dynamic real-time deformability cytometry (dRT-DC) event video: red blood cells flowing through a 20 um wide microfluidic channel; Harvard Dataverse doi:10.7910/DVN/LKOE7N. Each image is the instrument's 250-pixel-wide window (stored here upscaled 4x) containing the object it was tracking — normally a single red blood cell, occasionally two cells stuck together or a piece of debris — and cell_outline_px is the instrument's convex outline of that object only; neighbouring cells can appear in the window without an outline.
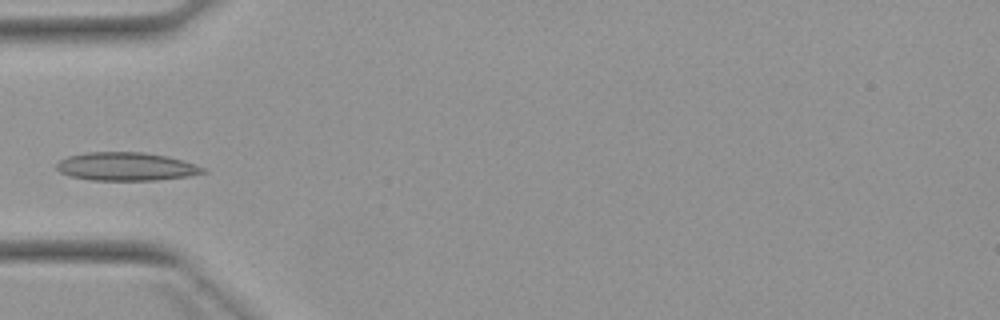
{"species": "Egyptian fruit bat (a non-hibernating species)", "species_latin": "Rousettus aegyptiacus", "temperature_condition": "warm", "stored_images_in_passage": 5, "camera_frame_rate_fps": 3000, "um_per_image_px": 0.085, "animal": {"sex": "female"}, "frame": {"image": 1, "passage_image": 4, "time_ms": 3.667, "image_size_px": [1000, 320], "cell_outline_px": [[208, 172], [188, 176], [156, 180], [92, 180], [68, 176], [60, 172], [56, 168], [56, 164], [60, 160], [68, 156], [88, 152], [144, 152], [168, 156], [196, 164], [204, 168]], "centroid_in_image_um": [10.73, 14.15], "position_along_channel_um": 74.3, "area_um2": 24.22}}
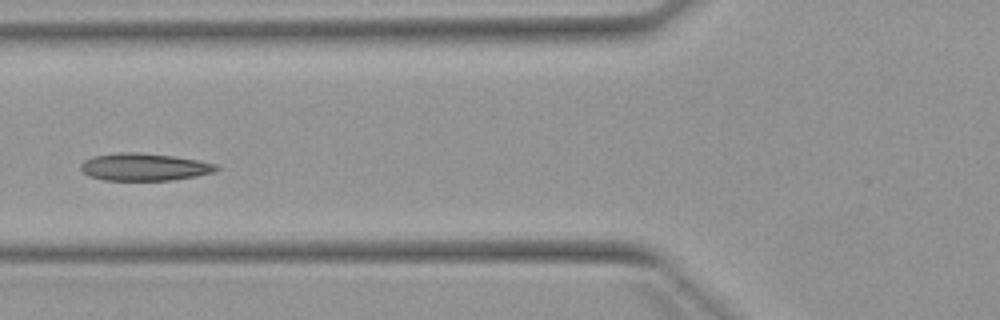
{"frame": {"image": 2, "passage_image": 5, "time_ms": 4.667, "image_size_px": [1000, 320], "cell_outline_px": [[220, 168], [212, 172], [196, 176], [172, 180], [104, 180], [88, 176], [80, 168], [80, 164], [84, 160], [92, 156], [120, 152], [136, 152], [172, 156], [196, 160], [216, 164]], "centroid_in_image_um": [12.21, 14.19], "position_along_channel_um": 113.6, "area_um2": 21.56}}